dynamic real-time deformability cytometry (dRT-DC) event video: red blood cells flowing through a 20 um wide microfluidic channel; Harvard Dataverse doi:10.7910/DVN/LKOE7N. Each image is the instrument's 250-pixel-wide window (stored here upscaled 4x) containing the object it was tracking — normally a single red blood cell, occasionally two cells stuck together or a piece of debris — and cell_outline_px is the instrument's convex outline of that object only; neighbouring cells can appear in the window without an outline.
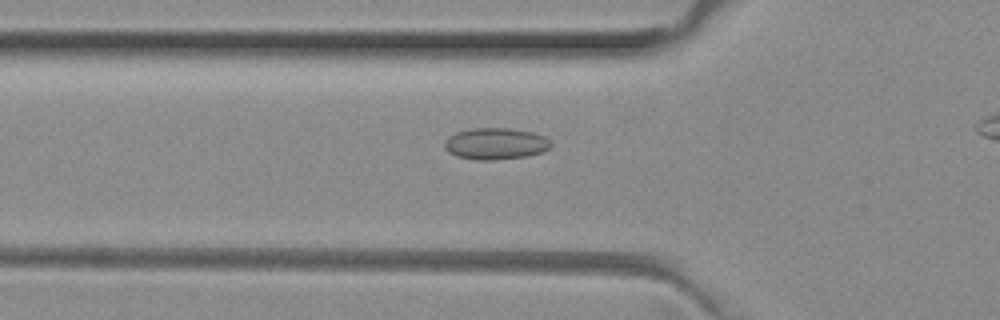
{"species": "common noctule bat (a hibernating species)", "species_latin": "Nyctalus noctula", "temperature_condition": "room temperature", "stored_images_in_passage": 34, "camera_frame_rate_fps": 3000, "um_per_image_px": 0.085, "animal": {"sex": "female", "body_mass_g": 29.2, "forearm_length_mm": 56.3}, "frame": {"image": 1, "passage_image": 2, "time_ms": 0.333, "image_size_px": [1000, 320], "cell_outline_px": [[552, 144], [544, 152], [528, 156], [496, 160], [476, 160], [456, 156], [448, 152], [444, 144], [444, 140], [448, 136], [456, 132], [472, 128], [508, 128], [532, 132], [544, 136]], "centroid_in_image_um": [42.11, 12.22], "position_along_channel_um": 83.7, "area_um2": 19.71}}
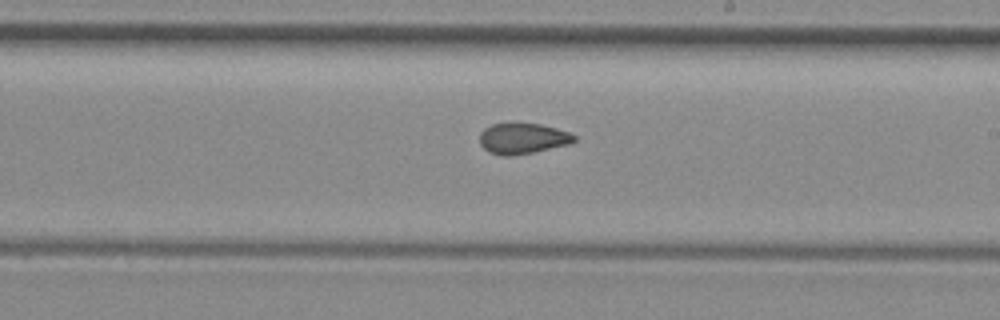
{"frame": {"image": 2, "passage_image": 14, "time_ms": 4.333, "image_size_px": [1000, 320], "cell_outline_px": [[576, 140], [572, 144], [512, 156], [500, 156], [488, 152], [480, 144], [480, 132], [484, 128], [492, 124], [540, 124], [572, 132], [576, 136]], "centroid_in_image_um": [44.45, 11.78], "position_along_channel_um": 244.5, "area_um2": 17.05}}
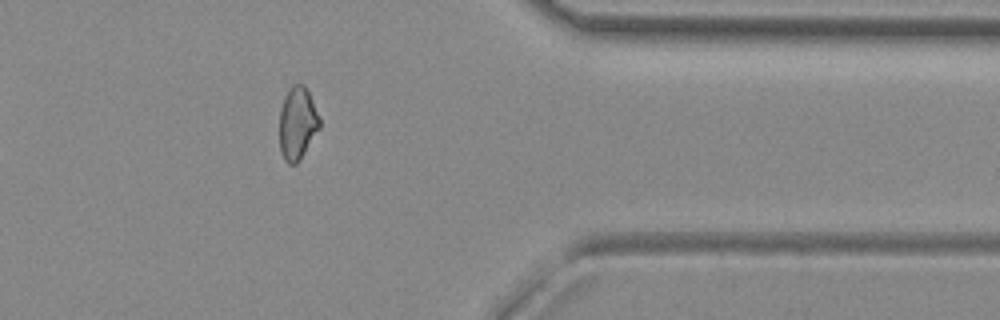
{"frame": {"image": 3, "passage_image": 26, "time_ms": 8.333, "image_size_px": [1000, 320], "cell_outline_px": [[320, 128], [300, 160], [296, 164], [288, 164], [284, 160], [280, 152], [280, 108], [284, 96], [292, 84], [304, 84], [308, 92], [320, 120]], "centroid_in_image_um": [25.26, 10.5], "position_along_channel_um": 386.1, "area_um2": 16.99}, "authors_computed_cell_mechanics": {"area_um2": 17.3978, "velocity_mm_per_s": 4.013, "shape_relaxation_time_tau1_ms": null, "shape_relaxation_time_tau2_ms": 1.7077, "deformation_change_tau1": null, "deformation_change_tau2": 0.0699}}